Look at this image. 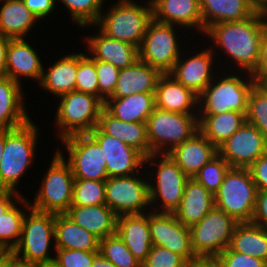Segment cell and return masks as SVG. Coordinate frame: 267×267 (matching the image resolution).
Segmentation results:
<instances>
[{"instance_id":"24","label":"cell","mask_w":267,"mask_h":267,"mask_svg":"<svg viewBox=\"0 0 267 267\" xmlns=\"http://www.w3.org/2000/svg\"><path fill=\"white\" fill-rule=\"evenodd\" d=\"M90 56L122 69L133 65L139 59L138 48L131 43L107 37L101 31L98 35L85 38Z\"/></svg>"},{"instance_id":"26","label":"cell","mask_w":267,"mask_h":267,"mask_svg":"<svg viewBox=\"0 0 267 267\" xmlns=\"http://www.w3.org/2000/svg\"><path fill=\"white\" fill-rule=\"evenodd\" d=\"M215 207L214 194L194 178H189L179 208L174 212L177 219L187 227L200 222Z\"/></svg>"},{"instance_id":"14","label":"cell","mask_w":267,"mask_h":267,"mask_svg":"<svg viewBox=\"0 0 267 267\" xmlns=\"http://www.w3.org/2000/svg\"><path fill=\"white\" fill-rule=\"evenodd\" d=\"M68 152L75 179L106 180V158L103 148L89 134H75L61 139Z\"/></svg>"},{"instance_id":"27","label":"cell","mask_w":267,"mask_h":267,"mask_svg":"<svg viewBox=\"0 0 267 267\" xmlns=\"http://www.w3.org/2000/svg\"><path fill=\"white\" fill-rule=\"evenodd\" d=\"M65 215L100 240L116 233L117 215L106 204L71 205Z\"/></svg>"},{"instance_id":"30","label":"cell","mask_w":267,"mask_h":267,"mask_svg":"<svg viewBox=\"0 0 267 267\" xmlns=\"http://www.w3.org/2000/svg\"><path fill=\"white\" fill-rule=\"evenodd\" d=\"M200 11L205 30L219 22L243 21L258 9L251 0H200Z\"/></svg>"},{"instance_id":"3","label":"cell","mask_w":267,"mask_h":267,"mask_svg":"<svg viewBox=\"0 0 267 267\" xmlns=\"http://www.w3.org/2000/svg\"><path fill=\"white\" fill-rule=\"evenodd\" d=\"M153 19L152 3L146 5L137 4L133 0H118L109 7L107 13L100 14L98 22L93 27L107 37L125 41L139 48L146 28Z\"/></svg>"},{"instance_id":"23","label":"cell","mask_w":267,"mask_h":267,"mask_svg":"<svg viewBox=\"0 0 267 267\" xmlns=\"http://www.w3.org/2000/svg\"><path fill=\"white\" fill-rule=\"evenodd\" d=\"M154 95L157 108L183 114H198V95L169 74L159 77Z\"/></svg>"},{"instance_id":"19","label":"cell","mask_w":267,"mask_h":267,"mask_svg":"<svg viewBox=\"0 0 267 267\" xmlns=\"http://www.w3.org/2000/svg\"><path fill=\"white\" fill-rule=\"evenodd\" d=\"M153 19L184 29L195 28L203 32L200 0H150Z\"/></svg>"},{"instance_id":"21","label":"cell","mask_w":267,"mask_h":267,"mask_svg":"<svg viewBox=\"0 0 267 267\" xmlns=\"http://www.w3.org/2000/svg\"><path fill=\"white\" fill-rule=\"evenodd\" d=\"M168 154L181 170L192 178L206 163L218 155V148L198 131Z\"/></svg>"},{"instance_id":"6","label":"cell","mask_w":267,"mask_h":267,"mask_svg":"<svg viewBox=\"0 0 267 267\" xmlns=\"http://www.w3.org/2000/svg\"><path fill=\"white\" fill-rule=\"evenodd\" d=\"M62 149H56L49 169L36 192L31 208L40 212L65 214L72 203L74 175L70 164L64 158Z\"/></svg>"},{"instance_id":"49","label":"cell","mask_w":267,"mask_h":267,"mask_svg":"<svg viewBox=\"0 0 267 267\" xmlns=\"http://www.w3.org/2000/svg\"><path fill=\"white\" fill-rule=\"evenodd\" d=\"M24 5L37 17L43 20L47 18L57 6L56 0H22Z\"/></svg>"},{"instance_id":"33","label":"cell","mask_w":267,"mask_h":267,"mask_svg":"<svg viewBox=\"0 0 267 267\" xmlns=\"http://www.w3.org/2000/svg\"><path fill=\"white\" fill-rule=\"evenodd\" d=\"M43 75L39 85L48 93L59 98L69 92L75 91L77 74V53L67 54L58 59Z\"/></svg>"},{"instance_id":"56","label":"cell","mask_w":267,"mask_h":267,"mask_svg":"<svg viewBox=\"0 0 267 267\" xmlns=\"http://www.w3.org/2000/svg\"><path fill=\"white\" fill-rule=\"evenodd\" d=\"M189 267H221L215 259H199L191 264Z\"/></svg>"},{"instance_id":"37","label":"cell","mask_w":267,"mask_h":267,"mask_svg":"<svg viewBox=\"0 0 267 267\" xmlns=\"http://www.w3.org/2000/svg\"><path fill=\"white\" fill-rule=\"evenodd\" d=\"M24 197L21 196L17 199L7 211L0 215V247L5 252L13 251L19 243L25 211L17 206H20L22 203L24 209L28 212L31 208L30 203H32ZM18 203L20 204L18 205Z\"/></svg>"},{"instance_id":"51","label":"cell","mask_w":267,"mask_h":267,"mask_svg":"<svg viewBox=\"0 0 267 267\" xmlns=\"http://www.w3.org/2000/svg\"><path fill=\"white\" fill-rule=\"evenodd\" d=\"M0 267H37V263L22 259L10 251L1 256Z\"/></svg>"},{"instance_id":"25","label":"cell","mask_w":267,"mask_h":267,"mask_svg":"<svg viewBox=\"0 0 267 267\" xmlns=\"http://www.w3.org/2000/svg\"><path fill=\"white\" fill-rule=\"evenodd\" d=\"M22 85L8 76H0V130H13L27 124Z\"/></svg>"},{"instance_id":"10","label":"cell","mask_w":267,"mask_h":267,"mask_svg":"<svg viewBox=\"0 0 267 267\" xmlns=\"http://www.w3.org/2000/svg\"><path fill=\"white\" fill-rule=\"evenodd\" d=\"M239 222L214 207L198 223L190 227L192 249L199 259H215L229 247Z\"/></svg>"},{"instance_id":"11","label":"cell","mask_w":267,"mask_h":267,"mask_svg":"<svg viewBox=\"0 0 267 267\" xmlns=\"http://www.w3.org/2000/svg\"><path fill=\"white\" fill-rule=\"evenodd\" d=\"M28 211L23 219L19 243L12 252L34 263L51 261L55 257L49 256L51 243L55 242V214L32 208Z\"/></svg>"},{"instance_id":"60","label":"cell","mask_w":267,"mask_h":267,"mask_svg":"<svg viewBox=\"0 0 267 267\" xmlns=\"http://www.w3.org/2000/svg\"><path fill=\"white\" fill-rule=\"evenodd\" d=\"M5 145V130H0V163Z\"/></svg>"},{"instance_id":"12","label":"cell","mask_w":267,"mask_h":267,"mask_svg":"<svg viewBox=\"0 0 267 267\" xmlns=\"http://www.w3.org/2000/svg\"><path fill=\"white\" fill-rule=\"evenodd\" d=\"M174 28L175 25L152 19L138 48L139 60L157 69L161 74H169L182 55Z\"/></svg>"},{"instance_id":"58","label":"cell","mask_w":267,"mask_h":267,"mask_svg":"<svg viewBox=\"0 0 267 267\" xmlns=\"http://www.w3.org/2000/svg\"><path fill=\"white\" fill-rule=\"evenodd\" d=\"M251 1L258 10L267 12V0H251Z\"/></svg>"},{"instance_id":"48","label":"cell","mask_w":267,"mask_h":267,"mask_svg":"<svg viewBox=\"0 0 267 267\" xmlns=\"http://www.w3.org/2000/svg\"><path fill=\"white\" fill-rule=\"evenodd\" d=\"M249 170L257 190H267V152L259 157Z\"/></svg>"},{"instance_id":"29","label":"cell","mask_w":267,"mask_h":267,"mask_svg":"<svg viewBox=\"0 0 267 267\" xmlns=\"http://www.w3.org/2000/svg\"><path fill=\"white\" fill-rule=\"evenodd\" d=\"M161 75L157 69L138 59L133 65L120 69L115 91L110 98L155 92Z\"/></svg>"},{"instance_id":"40","label":"cell","mask_w":267,"mask_h":267,"mask_svg":"<svg viewBox=\"0 0 267 267\" xmlns=\"http://www.w3.org/2000/svg\"><path fill=\"white\" fill-rule=\"evenodd\" d=\"M105 201V180L75 179L71 205H103Z\"/></svg>"},{"instance_id":"35","label":"cell","mask_w":267,"mask_h":267,"mask_svg":"<svg viewBox=\"0 0 267 267\" xmlns=\"http://www.w3.org/2000/svg\"><path fill=\"white\" fill-rule=\"evenodd\" d=\"M199 131L217 148L246 122V113L228 111L199 115Z\"/></svg>"},{"instance_id":"4","label":"cell","mask_w":267,"mask_h":267,"mask_svg":"<svg viewBox=\"0 0 267 267\" xmlns=\"http://www.w3.org/2000/svg\"><path fill=\"white\" fill-rule=\"evenodd\" d=\"M244 74L232 73L218 80L214 78L198 96V115H216L228 111L247 113L249 93L256 84V78L248 72Z\"/></svg>"},{"instance_id":"22","label":"cell","mask_w":267,"mask_h":267,"mask_svg":"<svg viewBox=\"0 0 267 267\" xmlns=\"http://www.w3.org/2000/svg\"><path fill=\"white\" fill-rule=\"evenodd\" d=\"M116 234L142 264L153 246L149 229V211L117 216Z\"/></svg>"},{"instance_id":"15","label":"cell","mask_w":267,"mask_h":267,"mask_svg":"<svg viewBox=\"0 0 267 267\" xmlns=\"http://www.w3.org/2000/svg\"><path fill=\"white\" fill-rule=\"evenodd\" d=\"M150 237L153 245L169 249L190 264L199 260L192 249L190 227L184 226L174 213H149Z\"/></svg>"},{"instance_id":"32","label":"cell","mask_w":267,"mask_h":267,"mask_svg":"<svg viewBox=\"0 0 267 267\" xmlns=\"http://www.w3.org/2000/svg\"><path fill=\"white\" fill-rule=\"evenodd\" d=\"M55 249L99 251L100 239L65 214H55Z\"/></svg>"},{"instance_id":"53","label":"cell","mask_w":267,"mask_h":267,"mask_svg":"<svg viewBox=\"0 0 267 267\" xmlns=\"http://www.w3.org/2000/svg\"><path fill=\"white\" fill-rule=\"evenodd\" d=\"M21 196L22 195L20 192H15L12 190H0V215L7 211V209Z\"/></svg>"},{"instance_id":"59","label":"cell","mask_w":267,"mask_h":267,"mask_svg":"<svg viewBox=\"0 0 267 267\" xmlns=\"http://www.w3.org/2000/svg\"><path fill=\"white\" fill-rule=\"evenodd\" d=\"M37 267H61L55 259L51 261L39 262L37 263Z\"/></svg>"},{"instance_id":"13","label":"cell","mask_w":267,"mask_h":267,"mask_svg":"<svg viewBox=\"0 0 267 267\" xmlns=\"http://www.w3.org/2000/svg\"><path fill=\"white\" fill-rule=\"evenodd\" d=\"M139 174L105 180L106 205L117 216L144 214L150 210L149 181Z\"/></svg>"},{"instance_id":"8","label":"cell","mask_w":267,"mask_h":267,"mask_svg":"<svg viewBox=\"0 0 267 267\" xmlns=\"http://www.w3.org/2000/svg\"><path fill=\"white\" fill-rule=\"evenodd\" d=\"M257 187L249 168L231 167L214 194L215 207L237 222H250L256 203Z\"/></svg>"},{"instance_id":"47","label":"cell","mask_w":267,"mask_h":267,"mask_svg":"<svg viewBox=\"0 0 267 267\" xmlns=\"http://www.w3.org/2000/svg\"><path fill=\"white\" fill-rule=\"evenodd\" d=\"M221 267H267V262L259 258L234 252L226 248L215 258Z\"/></svg>"},{"instance_id":"45","label":"cell","mask_w":267,"mask_h":267,"mask_svg":"<svg viewBox=\"0 0 267 267\" xmlns=\"http://www.w3.org/2000/svg\"><path fill=\"white\" fill-rule=\"evenodd\" d=\"M99 99L105 103L115 91L120 69L105 61L96 60Z\"/></svg>"},{"instance_id":"28","label":"cell","mask_w":267,"mask_h":267,"mask_svg":"<svg viewBox=\"0 0 267 267\" xmlns=\"http://www.w3.org/2000/svg\"><path fill=\"white\" fill-rule=\"evenodd\" d=\"M97 127L103 133L118 138L127 145L137 149L145 157L151 155L146 123L122 121L103 108Z\"/></svg>"},{"instance_id":"17","label":"cell","mask_w":267,"mask_h":267,"mask_svg":"<svg viewBox=\"0 0 267 267\" xmlns=\"http://www.w3.org/2000/svg\"><path fill=\"white\" fill-rule=\"evenodd\" d=\"M89 134L103 148L109 178L133 175L145 166V156L118 138L103 133L97 126Z\"/></svg>"},{"instance_id":"57","label":"cell","mask_w":267,"mask_h":267,"mask_svg":"<svg viewBox=\"0 0 267 267\" xmlns=\"http://www.w3.org/2000/svg\"><path fill=\"white\" fill-rule=\"evenodd\" d=\"M256 85L267 93V70L256 77Z\"/></svg>"},{"instance_id":"44","label":"cell","mask_w":267,"mask_h":267,"mask_svg":"<svg viewBox=\"0 0 267 267\" xmlns=\"http://www.w3.org/2000/svg\"><path fill=\"white\" fill-rule=\"evenodd\" d=\"M189 262L169 249L153 245L142 267H189Z\"/></svg>"},{"instance_id":"41","label":"cell","mask_w":267,"mask_h":267,"mask_svg":"<svg viewBox=\"0 0 267 267\" xmlns=\"http://www.w3.org/2000/svg\"><path fill=\"white\" fill-rule=\"evenodd\" d=\"M75 91L91 94L99 98L96 60L83 52H77Z\"/></svg>"},{"instance_id":"39","label":"cell","mask_w":267,"mask_h":267,"mask_svg":"<svg viewBox=\"0 0 267 267\" xmlns=\"http://www.w3.org/2000/svg\"><path fill=\"white\" fill-rule=\"evenodd\" d=\"M99 252L116 267H142L116 233L100 240Z\"/></svg>"},{"instance_id":"55","label":"cell","mask_w":267,"mask_h":267,"mask_svg":"<svg viewBox=\"0 0 267 267\" xmlns=\"http://www.w3.org/2000/svg\"><path fill=\"white\" fill-rule=\"evenodd\" d=\"M92 267H116L112 262L107 260L100 252H98L93 260Z\"/></svg>"},{"instance_id":"5","label":"cell","mask_w":267,"mask_h":267,"mask_svg":"<svg viewBox=\"0 0 267 267\" xmlns=\"http://www.w3.org/2000/svg\"><path fill=\"white\" fill-rule=\"evenodd\" d=\"M146 125L151 154H168L199 131V118L155 107Z\"/></svg>"},{"instance_id":"54","label":"cell","mask_w":267,"mask_h":267,"mask_svg":"<svg viewBox=\"0 0 267 267\" xmlns=\"http://www.w3.org/2000/svg\"><path fill=\"white\" fill-rule=\"evenodd\" d=\"M10 38L0 34V76H5L6 72V55Z\"/></svg>"},{"instance_id":"36","label":"cell","mask_w":267,"mask_h":267,"mask_svg":"<svg viewBox=\"0 0 267 267\" xmlns=\"http://www.w3.org/2000/svg\"><path fill=\"white\" fill-rule=\"evenodd\" d=\"M229 247L267 262V228L251 222L238 223Z\"/></svg>"},{"instance_id":"61","label":"cell","mask_w":267,"mask_h":267,"mask_svg":"<svg viewBox=\"0 0 267 267\" xmlns=\"http://www.w3.org/2000/svg\"><path fill=\"white\" fill-rule=\"evenodd\" d=\"M5 253V251L0 247V258Z\"/></svg>"},{"instance_id":"7","label":"cell","mask_w":267,"mask_h":267,"mask_svg":"<svg viewBox=\"0 0 267 267\" xmlns=\"http://www.w3.org/2000/svg\"><path fill=\"white\" fill-rule=\"evenodd\" d=\"M159 159L157 160V158ZM156 165V172L151 173L153 176L149 182L150 206L159 203V208L151 207L153 212L174 213L180 206L184 193V187L189 177L181 170L177 163L169 154H151L145 157V165L148 163ZM151 183V184H150ZM160 200V201H159Z\"/></svg>"},{"instance_id":"1","label":"cell","mask_w":267,"mask_h":267,"mask_svg":"<svg viewBox=\"0 0 267 267\" xmlns=\"http://www.w3.org/2000/svg\"><path fill=\"white\" fill-rule=\"evenodd\" d=\"M266 24L267 13L258 10L243 21L213 24L205 30L204 35H208L207 38H211L218 49L225 51L241 72L253 74L259 64L262 34Z\"/></svg>"},{"instance_id":"43","label":"cell","mask_w":267,"mask_h":267,"mask_svg":"<svg viewBox=\"0 0 267 267\" xmlns=\"http://www.w3.org/2000/svg\"><path fill=\"white\" fill-rule=\"evenodd\" d=\"M246 122L254 125L267 138V93L256 84L249 93Z\"/></svg>"},{"instance_id":"50","label":"cell","mask_w":267,"mask_h":267,"mask_svg":"<svg viewBox=\"0 0 267 267\" xmlns=\"http://www.w3.org/2000/svg\"><path fill=\"white\" fill-rule=\"evenodd\" d=\"M250 222L267 228V190H258L255 209Z\"/></svg>"},{"instance_id":"2","label":"cell","mask_w":267,"mask_h":267,"mask_svg":"<svg viewBox=\"0 0 267 267\" xmlns=\"http://www.w3.org/2000/svg\"><path fill=\"white\" fill-rule=\"evenodd\" d=\"M30 120L22 127L5 130V145L0 163V190H16L24 173L34 163L40 132Z\"/></svg>"},{"instance_id":"38","label":"cell","mask_w":267,"mask_h":267,"mask_svg":"<svg viewBox=\"0 0 267 267\" xmlns=\"http://www.w3.org/2000/svg\"><path fill=\"white\" fill-rule=\"evenodd\" d=\"M61 1L65 8L71 13V19L76 25L90 27L95 25L102 13L105 0H56ZM89 25V26H88Z\"/></svg>"},{"instance_id":"34","label":"cell","mask_w":267,"mask_h":267,"mask_svg":"<svg viewBox=\"0 0 267 267\" xmlns=\"http://www.w3.org/2000/svg\"><path fill=\"white\" fill-rule=\"evenodd\" d=\"M3 2L0 7V34L10 39L25 38L39 20L22 0Z\"/></svg>"},{"instance_id":"52","label":"cell","mask_w":267,"mask_h":267,"mask_svg":"<svg viewBox=\"0 0 267 267\" xmlns=\"http://www.w3.org/2000/svg\"><path fill=\"white\" fill-rule=\"evenodd\" d=\"M267 70V24L264 28L261 40L260 58L257 70L252 74L255 78Z\"/></svg>"},{"instance_id":"16","label":"cell","mask_w":267,"mask_h":267,"mask_svg":"<svg viewBox=\"0 0 267 267\" xmlns=\"http://www.w3.org/2000/svg\"><path fill=\"white\" fill-rule=\"evenodd\" d=\"M266 152L267 138L248 122L218 147V154L231 167L239 168H249Z\"/></svg>"},{"instance_id":"42","label":"cell","mask_w":267,"mask_h":267,"mask_svg":"<svg viewBox=\"0 0 267 267\" xmlns=\"http://www.w3.org/2000/svg\"><path fill=\"white\" fill-rule=\"evenodd\" d=\"M231 166L219 154L206 163L192 178L215 194Z\"/></svg>"},{"instance_id":"18","label":"cell","mask_w":267,"mask_h":267,"mask_svg":"<svg viewBox=\"0 0 267 267\" xmlns=\"http://www.w3.org/2000/svg\"><path fill=\"white\" fill-rule=\"evenodd\" d=\"M214 52L213 47H208L185 59L180 55L169 75L199 96L217 75L213 72L216 68H212Z\"/></svg>"},{"instance_id":"20","label":"cell","mask_w":267,"mask_h":267,"mask_svg":"<svg viewBox=\"0 0 267 267\" xmlns=\"http://www.w3.org/2000/svg\"><path fill=\"white\" fill-rule=\"evenodd\" d=\"M40 60L35 49L25 38L10 39L6 55L5 76L19 84H21L22 76L30 78V80L36 79L40 83L45 68Z\"/></svg>"},{"instance_id":"46","label":"cell","mask_w":267,"mask_h":267,"mask_svg":"<svg viewBox=\"0 0 267 267\" xmlns=\"http://www.w3.org/2000/svg\"><path fill=\"white\" fill-rule=\"evenodd\" d=\"M54 259L61 267H92L95 255L99 251L76 249H54Z\"/></svg>"},{"instance_id":"9","label":"cell","mask_w":267,"mask_h":267,"mask_svg":"<svg viewBox=\"0 0 267 267\" xmlns=\"http://www.w3.org/2000/svg\"><path fill=\"white\" fill-rule=\"evenodd\" d=\"M57 106L55 123L57 138L90 133L98 124L104 103L96 96L72 91L61 97Z\"/></svg>"},{"instance_id":"31","label":"cell","mask_w":267,"mask_h":267,"mask_svg":"<svg viewBox=\"0 0 267 267\" xmlns=\"http://www.w3.org/2000/svg\"><path fill=\"white\" fill-rule=\"evenodd\" d=\"M154 93L145 92L121 98H108L104 103V108L122 121L146 123L155 109Z\"/></svg>"}]
</instances>
